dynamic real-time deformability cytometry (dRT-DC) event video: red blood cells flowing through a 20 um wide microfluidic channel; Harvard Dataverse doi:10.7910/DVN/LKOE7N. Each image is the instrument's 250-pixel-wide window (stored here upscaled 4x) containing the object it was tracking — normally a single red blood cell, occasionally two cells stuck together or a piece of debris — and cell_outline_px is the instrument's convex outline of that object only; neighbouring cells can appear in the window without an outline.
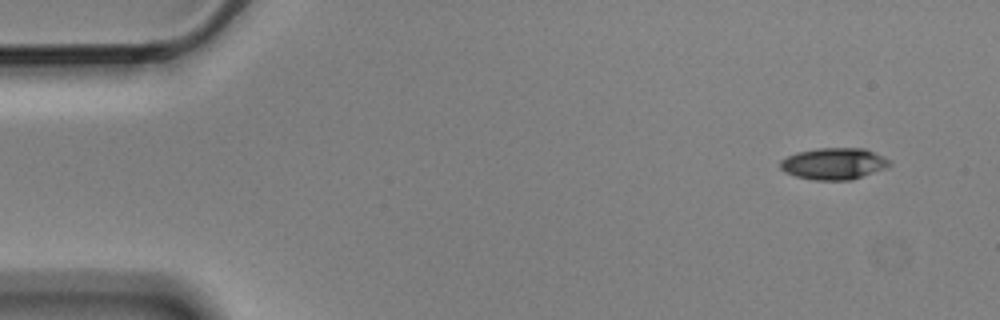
{"species": "Egyptian fruit bat (a non-hibernating species)", "species_latin": "Rousettus aegyptiacus", "temperature_condition": "cold", "stored_images_in_passage": 7, "camera_frame_rate_fps": 3000, "um_per_image_px": 0.085, "animal": {"sex": "male"}, "frame": {"image": 1, "passage_image": 1, "time_ms": 0.0, "image_size_px": [1000, 320], "cell_outline_px": [[892, 164], [888, 168], [852, 180], [812, 180], [796, 176], [784, 172], [780, 168], [780, 160], [796, 152], [816, 148], [864, 148], [884, 156], [892, 160]], "centroid_in_image_um": [70.91, 13.91], "position_along_channel_um": 14.1, "area_um2": 20.52}}
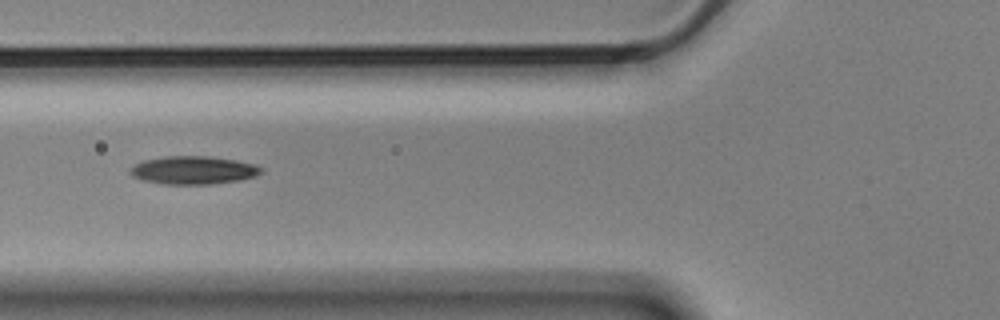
{"frame": {"image": 2, "passage_image": 6, "time_ms": 1.667, "image_size_px": [1000, 320], "cell_outline_px": [[264, 172], [256, 176], [240, 180], [212, 184], [164, 184], [144, 180], [132, 176], [128, 172], [128, 168], [144, 160], [164, 156], [208, 156], [236, 160], [256, 164], [264, 168]], "centroid_in_image_um": [16.47, 14.46], "position_along_channel_um": 109.3, "area_um2": 21.68}}
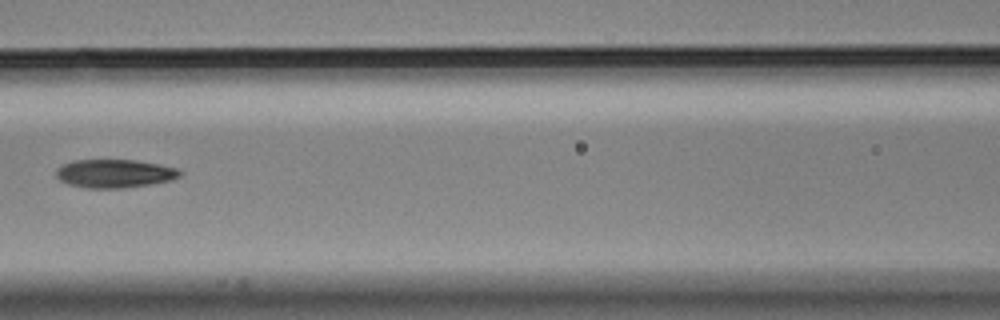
{"frame": {"image": 3, "passage_image": 7, "time_ms": 2.0, "image_size_px": [1000, 320], "cell_outline_px": [[184, 172], [180, 176], [172, 180], [152, 184], [120, 188], [84, 188], [68, 184], [60, 180], [56, 176], [56, 168], [60, 164], [72, 160], [136, 160], [160, 164], [176, 168]], "centroid_in_image_um": [9.73, 14.74], "position_along_channel_um": 156.9, "area_um2": 20.75}}